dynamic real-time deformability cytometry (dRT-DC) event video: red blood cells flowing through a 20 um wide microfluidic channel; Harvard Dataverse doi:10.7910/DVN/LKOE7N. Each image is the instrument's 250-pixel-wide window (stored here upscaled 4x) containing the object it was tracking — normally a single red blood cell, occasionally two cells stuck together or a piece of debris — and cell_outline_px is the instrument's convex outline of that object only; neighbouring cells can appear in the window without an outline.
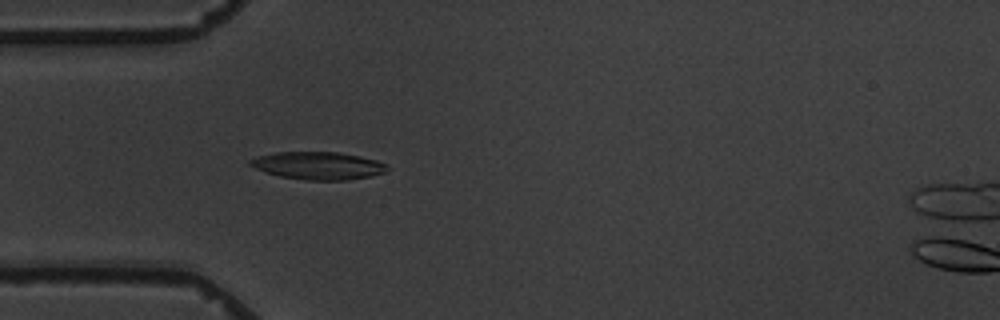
{"species": "common noctule bat (a hibernating species)", "species_latin": "Nyctalus noctula", "temperature_condition": "warm", "stored_images_in_passage": 4, "camera_frame_rate_fps": 3000, "um_per_image_px": 0.085, "animal": {"sex": "male", "body_mass_g": 19.5, "forearm_length_mm": 54.6}, "frame": {"image": 1, "passage_image": 4, "time_ms": 3.333, "image_size_px": [1000, 320], "cell_outline_px": [[388, 168], [384, 172], [372, 176], [348, 180], [308, 180], [280, 176], [256, 168], [248, 164], [248, 160], [256, 156], [276, 152], [336, 152], [360, 156], [376, 160], [384, 164]], "centroid_in_image_um": [27.02, 14.07], "position_along_channel_um": 58.0, "area_um2": 21.91}}